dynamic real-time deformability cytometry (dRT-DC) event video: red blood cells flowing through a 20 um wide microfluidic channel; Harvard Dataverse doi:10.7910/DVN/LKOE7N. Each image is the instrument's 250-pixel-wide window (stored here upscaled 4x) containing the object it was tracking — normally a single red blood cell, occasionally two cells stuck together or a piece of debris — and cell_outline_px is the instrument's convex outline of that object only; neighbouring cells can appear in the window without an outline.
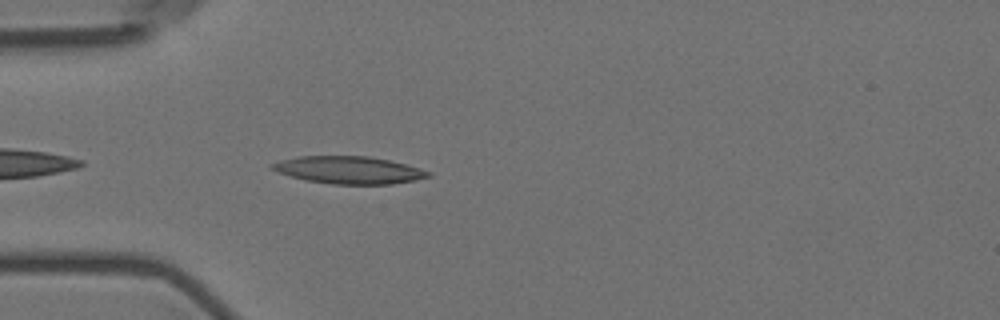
{"species": "Egyptian fruit bat (a non-hibernating species)", "species_latin": "Rousettus aegyptiacus", "temperature_condition": "room temperature", "stored_images_in_passage": 18, "camera_frame_rate_fps": 3000, "um_per_image_px": 0.085, "animal": {"sex": "female"}, "frame": {"image": 1, "passage_image": 3, "time_ms": 0.667, "image_size_px": [1000, 320], "cell_outline_px": [[432, 176], [392, 184], [332, 184], [304, 180], [268, 168], [268, 164], [280, 160], [300, 156], [368, 156], [388, 160], [404, 164], [432, 172]], "centroid_in_image_um": [29.61, 14.45], "position_along_channel_um": 55.4, "area_um2": 24.8}}
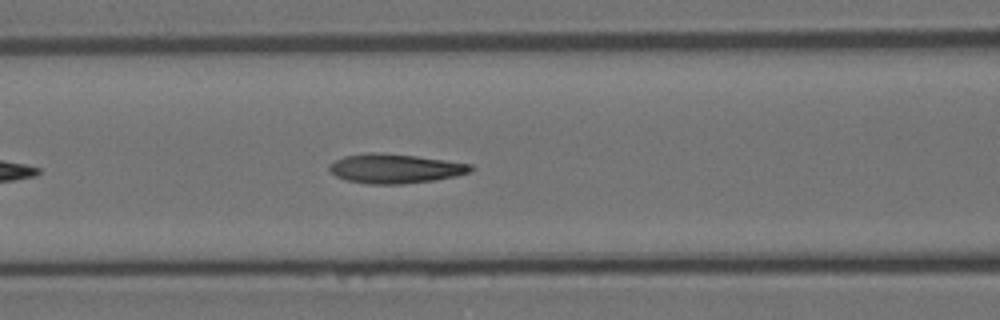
{"frame": {"image": 2, "passage_image": 10, "time_ms": 3.0, "image_size_px": [1000, 320], "cell_outline_px": [[476, 168], [472, 172], [456, 176], [436, 180], [400, 184], [368, 184], [348, 180], [336, 176], [328, 172], [328, 164], [344, 156], [368, 152], [376, 152], [416, 156], [472, 164]], "centroid_in_image_um": [33.59, 14.33], "position_along_channel_um": 133.0, "area_um2": 24.39}}
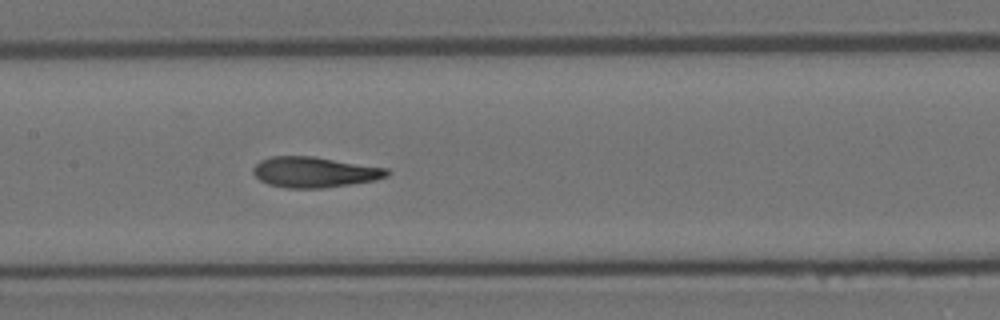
{"frame": {"image": 3, "passage_image": 14, "time_ms": 4.333, "image_size_px": [1000, 320], "cell_outline_px": [[392, 172], [388, 176], [376, 180], [324, 188], [288, 188], [268, 184], [260, 180], [252, 172], [252, 168], [260, 160], [272, 156], [312, 156], [388, 168]], "centroid_in_image_um": [26.75, 14.63], "position_along_channel_um": 180.7, "area_um2": 23.93}}